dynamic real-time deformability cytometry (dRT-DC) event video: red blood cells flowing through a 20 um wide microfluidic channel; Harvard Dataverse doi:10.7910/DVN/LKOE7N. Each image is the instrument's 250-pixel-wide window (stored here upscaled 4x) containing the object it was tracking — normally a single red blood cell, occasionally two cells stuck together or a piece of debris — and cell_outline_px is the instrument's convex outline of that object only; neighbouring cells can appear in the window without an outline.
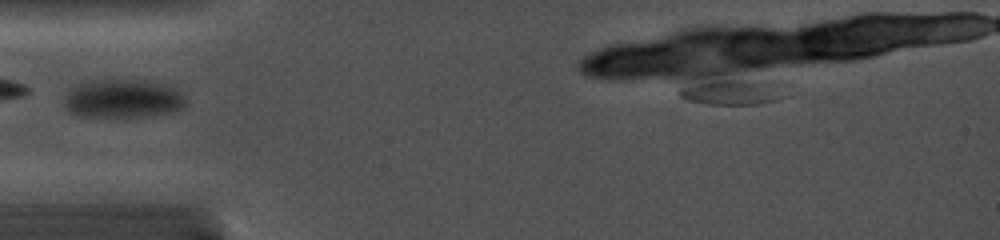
{"species": "common noctule bat (a hibernating species)", "species_latin": "Nyctalus noctula", "temperature_condition": "cold", "stored_images_in_passage": 26, "camera_frame_rate_fps": 5000, "um_per_image_px": 0.085, "animal": {"sex": "female", "body_mass_g": 19.0, "forearm_length_mm": 56.7}, "frame": {"image": 1, "passage_image": 1, "time_ms": 0.0, "image_size_px": [1000, 240], "cell_outline_px": [[188, 104], [184, 108], [172, 112], [144, 116], [80, 116], [68, 112], [64, 108], [64, 100], [68, 88], [76, 84], [92, 80], [148, 80], [168, 84], [176, 88], [188, 100]], "centroid_in_image_um": [10.46, 8.37], "position_along_channel_um": 74.5, "area_um2": 27.86}}
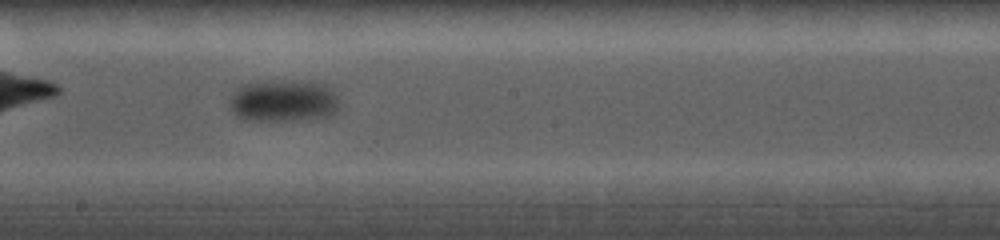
{"frame": {"image": 2, "passage_image": 12, "time_ms": 4.0, "image_size_px": [1000, 240], "cell_outline_px": [[340, 108], [336, 112], [328, 116], [312, 120], [244, 120], [236, 116], [232, 112], [228, 104], [232, 92], [240, 84], [252, 80], [324, 80], [332, 88], [340, 104]], "centroid_in_image_um": [24.11, 8.52], "position_along_channel_um": 224.1, "area_um2": 28.55}}
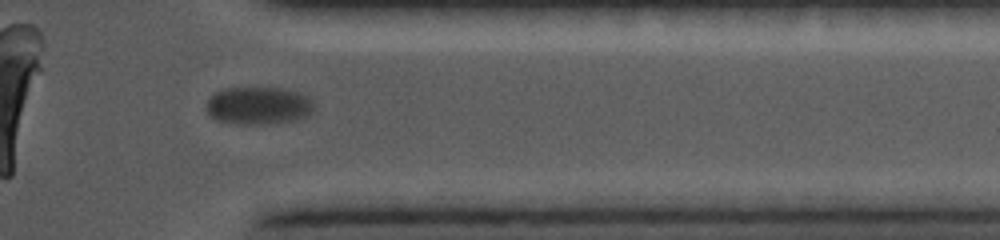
{"frame": {"image": 3, "passage_image": 24, "time_ms": 8.4, "image_size_px": [1000, 240], "cell_outline_px": [[316, 108], [312, 112], [300, 120], [280, 124], [232, 124], [216, 120], [208, 112], [208, 100], [216, 92], [228, 88], [276, 88], [300, 92], [308, 96], [312, 100]], "centroid_in_image_um": [22.05, 9.01], "position_along_channel_um": 389.3, "area_um2": 23.93}}